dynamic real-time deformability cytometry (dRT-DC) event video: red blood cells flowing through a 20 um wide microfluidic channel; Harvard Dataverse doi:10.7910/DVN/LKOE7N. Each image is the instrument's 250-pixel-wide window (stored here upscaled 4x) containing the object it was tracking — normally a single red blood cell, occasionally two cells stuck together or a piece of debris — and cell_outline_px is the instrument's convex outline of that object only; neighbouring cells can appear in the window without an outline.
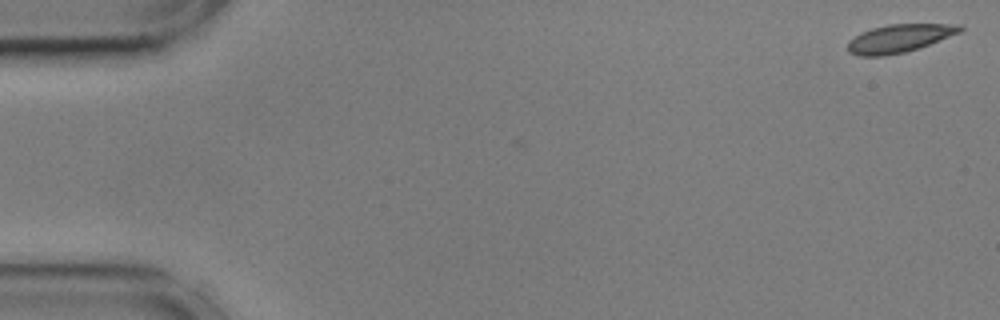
{"species": "common noctule bat (a hibernating species)", "species_latin": "Nyctalus noctula", "temperature_condition": "cold", "stored_images_in_passage": 21, "camera_frame_rate_fps": 3000, "um_per_image_px": 0.085, "animal": {"sex": "male", "body_mass_g": 17.9, "forearm_length_mm": 54.2}, "frame": {"image": 1, "passage_image": 1, "time_ms": 0.0, "image_size_px": [1000, 320], "cell_outline_px": [[964, 28], [960, 32], [920, 48], [904, 52], [884, 56], [856, 56], [848, 52], [848, 40], [860, 32], [872, 28], [888, 24], [960, 24]], "centroid_in_image_um": [76.41, 3.26], "position_along_channel_um": 8.6, "area_um2": 18.5}}
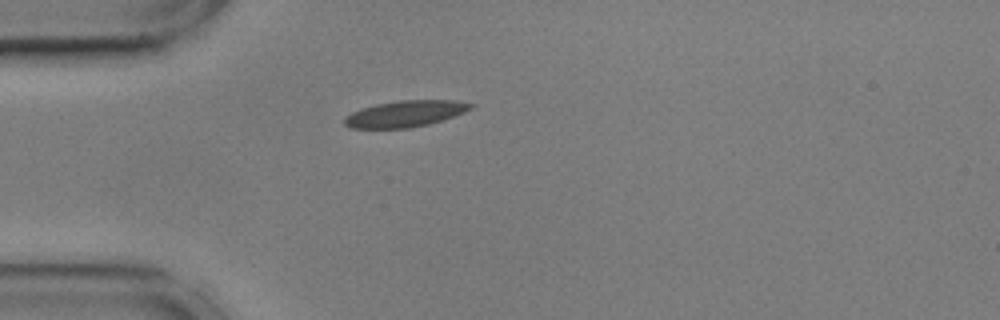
{"frame": {"image": 2, "passage_image": 15, "time_ms": 4.667, "image_size_px": [1000, 320], "cell_outline_px": [[476, 104], [472, 108], [464, 112], [428, 124], [408, 128], [348, 128], [344, 124], [344, 116], [360, 108], [376, 104], [400, 100], [456, 100]], "centroid_in_image_um": [34.41, 9.66], "position_along_channel_um": 50.6, "area_um2": 19.36}}